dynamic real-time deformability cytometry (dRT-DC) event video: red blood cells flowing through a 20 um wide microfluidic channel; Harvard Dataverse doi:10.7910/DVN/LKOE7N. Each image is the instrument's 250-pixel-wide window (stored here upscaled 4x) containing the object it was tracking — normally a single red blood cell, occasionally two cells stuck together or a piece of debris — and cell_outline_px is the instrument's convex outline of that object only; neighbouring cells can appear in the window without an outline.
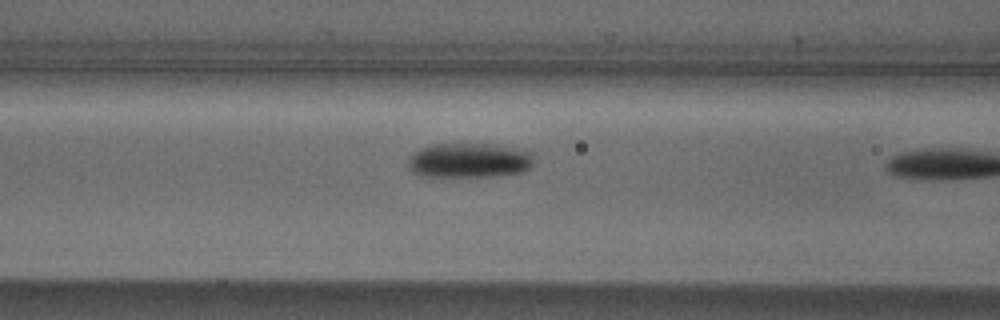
{"species": "Egyptian fruit bat (a non-hibernating species)", "species_latin": "Rousettus aegyptiacus", "temperature_condition": "cold", "stored_images_in_passage": 9, "camera_frame_rate_fps": 3000, "um_per_image_px": 0.085, "animal": {"sex": "male"}, "frame": {"image": 1, "passage_image": 8, "time_ms": 2.333, "image_size_px": [1000, 320], "cell_outline_px": [[532, 168], [524, 172], [496, 176], [420, 176], [412, 172], [408, 168], [408, 156], [412, 152], [420, 148], [432, 144], [488, 144], [516, 148], [532, 152]], "centroid_in_image_um": [39.85, 13.64], "position_along_channel_um": 126.7, "area_um2": 25.72}}